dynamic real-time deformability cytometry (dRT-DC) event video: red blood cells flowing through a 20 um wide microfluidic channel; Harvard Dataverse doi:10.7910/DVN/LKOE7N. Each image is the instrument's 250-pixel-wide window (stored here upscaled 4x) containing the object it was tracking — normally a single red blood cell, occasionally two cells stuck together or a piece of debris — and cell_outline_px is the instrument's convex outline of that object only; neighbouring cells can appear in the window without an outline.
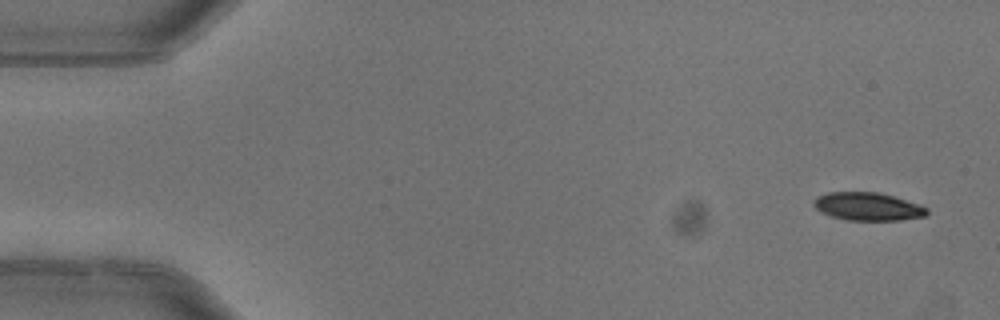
{"species": "common noctule bat (a hibernating species)", "species_latin": "Nyctalus noctula", "temperature_condition": "warm", "stored_images_in_passage": 4, "camera_frame_rate_fps": 3000, "um_per_image_px": 0.085, "animal": {"sex": "female"}, "frame": {"image": 1, "passage_image": 1, "time_ms": 0.0, "image_size_px": [1000, 320], "cell_outline_px": [[928, 212], [924, 216], [900, 220], [848, 220], [832, 216], [820, 212], [812, 204], [812, 200], [816, 196], [828, 192], [876, 192], [892, 196], [928, 208]], "centroid_in_image_um": [73.69, 17.55], "position_along_channel_um": 11.3, "area_um2": 18.32}}
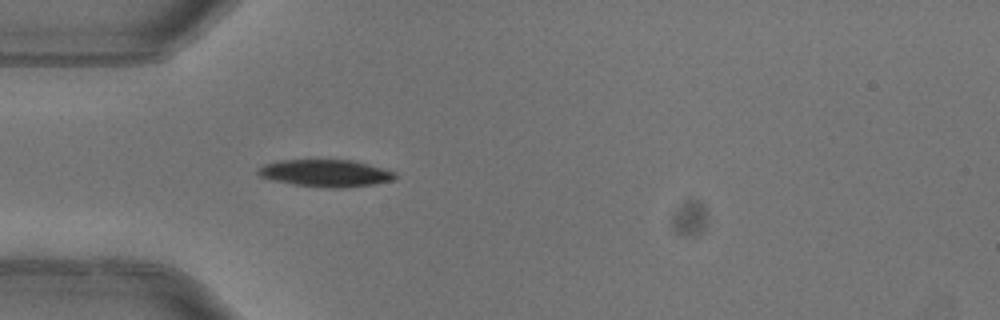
{"frame": {"image": 2, "passage_image": 4, "time_ms": 1.0, "image_size_px": [1000, 320], "cell_outline_px": [[396, 180], [372, 184], [344, 188], [328, 188], [292, 184], [272, 180], [260, 176], [256, 172], [264, 164], [280, 160], [352, 160], [384, 168], [396, 172]], "centroid_in_image_um": [27.7, 14.72], "position_along_channel_um": 57.3, "area_um2": 21.73}}